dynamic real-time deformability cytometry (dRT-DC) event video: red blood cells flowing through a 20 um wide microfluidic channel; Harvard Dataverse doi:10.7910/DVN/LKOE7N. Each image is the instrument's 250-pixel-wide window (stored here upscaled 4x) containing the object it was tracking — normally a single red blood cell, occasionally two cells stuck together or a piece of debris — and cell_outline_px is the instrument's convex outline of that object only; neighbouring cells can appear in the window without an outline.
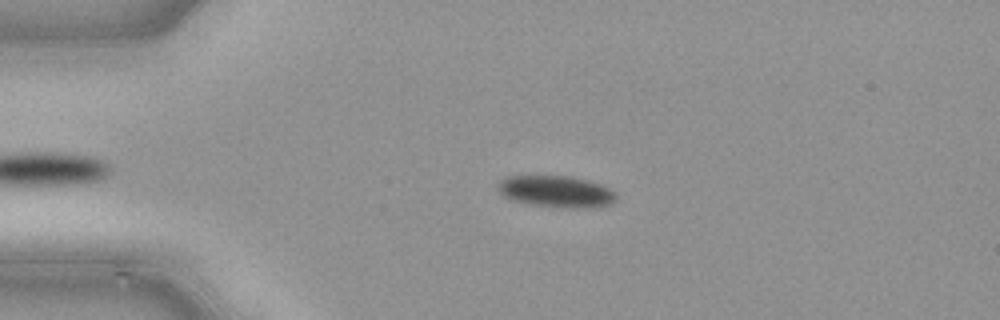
{"species": "common noctule bat (a hibernating species)", "species_latin": "Nyctalus noctula", "temperature_condition": "cold", "stored_images_in_passage": 44, "camera_frame_rate_fps": 3000, "um_per_image_px": 0.085, "animal": {"sex": "male", "body_mass_g": 21.5, "forearm_length_mm": 52.0}, "frame": {"image": 1, "passage_image": 11, "time_ms": 3.333, "image_size_px": [1000, 320], "cell_outline_px": [[616, 200], [612, 204], [600, 208], [568, 208], [536, 204], [512, 200], [504, 196], [500, 192], [500, 180], [504, 176], [572, 176], [588, 180], [600, 184], [608, 188], [616, 196]], "centroid_in_image_um": [47.34, 16.28], "position_along_channel_um": 37.7, "area_um2": 21.68}}
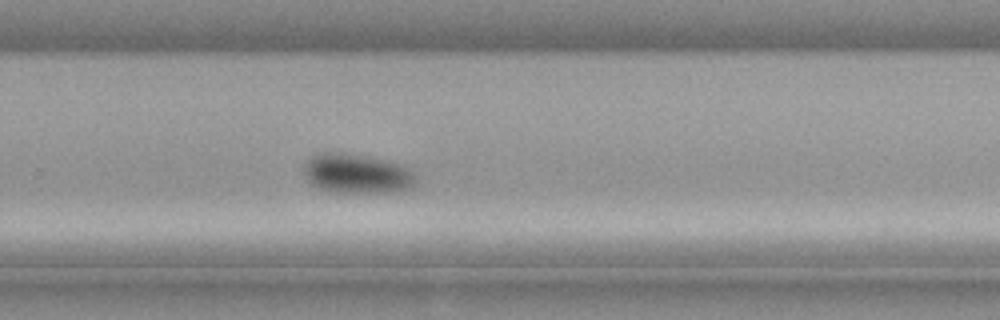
{"frame": {"image": 2, "passage_image": 32, "time_ms": 10.333, "image_size_px": [1000, 320], "cell_outline_px": [[416, 180], [412, 184], [404, 188], [388, 192], [336, 192], [320, 188], [312, 184], [308, 180], [304, 172], [304, 168], [308, 160], [320, 152], [340, 152], [368, 156], [388, 160], [400, 164], [408, 168], [416, 176]], "centroid_in_image_um": [30.32, 14.73], "position_along_channel_um": 299.5, "area_um2": 25.37}}
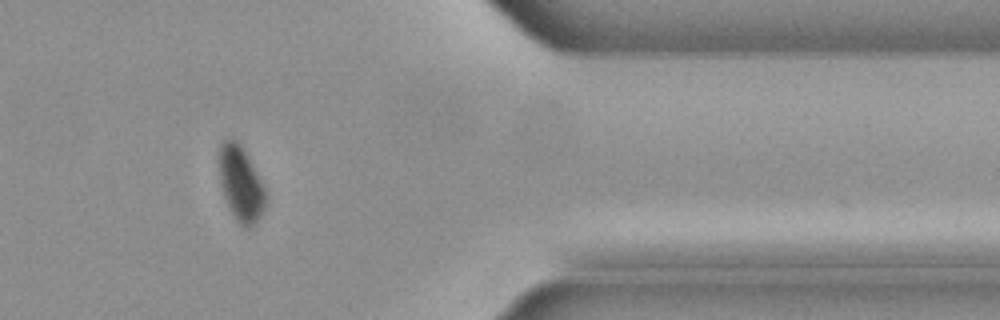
{"frame": {"image": 3, "passage_image": 40, "time_ms": 13.0, "image_size_px": [1000, 320], "cell_outline_px": [[268, 200], [256, 224], [248, 228], [244, 228], [236, 220], [228, 208], [220, 184], [220, 144], [224, 140], [236, 140], [244, 148], [264, 188]], "centroid_in_image_um": [20.48, 15.67], "position_along_channel_um": 390.9, "area_um2": 20.23}}